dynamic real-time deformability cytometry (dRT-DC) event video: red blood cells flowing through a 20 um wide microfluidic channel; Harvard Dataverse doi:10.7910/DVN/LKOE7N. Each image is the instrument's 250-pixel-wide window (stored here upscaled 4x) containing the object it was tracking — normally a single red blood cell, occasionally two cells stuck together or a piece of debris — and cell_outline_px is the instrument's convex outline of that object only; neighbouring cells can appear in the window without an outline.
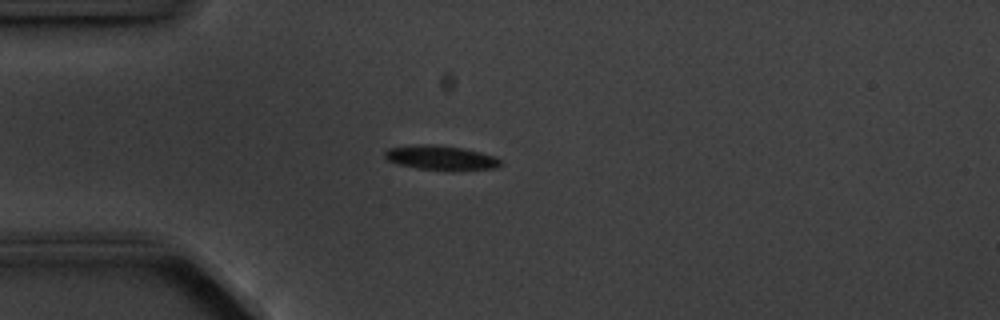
{"species": "common noctule bat (a hibernating species)", "species_latin": "Nyctalus noctula", "temperature_condition": "cold", "stored_images_in_passage": 9, "camera_frame_rate_fps": 3000, "um_per_image_px": 0.085, "animal": {"sex": "male", "body_mass_g": 20.1, "forearm_length_mm": 53.5}, "frame": {"image": 1, "passage_image": 3, "time_ms": 2.333, "image_size_px": [1000, 320], "cell_outline_px": [[500, 164], [496, 168], [416, 168], [400, 164], [388, 160], [384, 156], [384, 152], [388, 148], [424, 144], [432, 144], [460, 148], [480, 152], [492, 156], [500, 160]], "centroid_in_image_um": [37.39, 13.37], "position_along_channel_um": 47.6, "area_um2": 15.37}}